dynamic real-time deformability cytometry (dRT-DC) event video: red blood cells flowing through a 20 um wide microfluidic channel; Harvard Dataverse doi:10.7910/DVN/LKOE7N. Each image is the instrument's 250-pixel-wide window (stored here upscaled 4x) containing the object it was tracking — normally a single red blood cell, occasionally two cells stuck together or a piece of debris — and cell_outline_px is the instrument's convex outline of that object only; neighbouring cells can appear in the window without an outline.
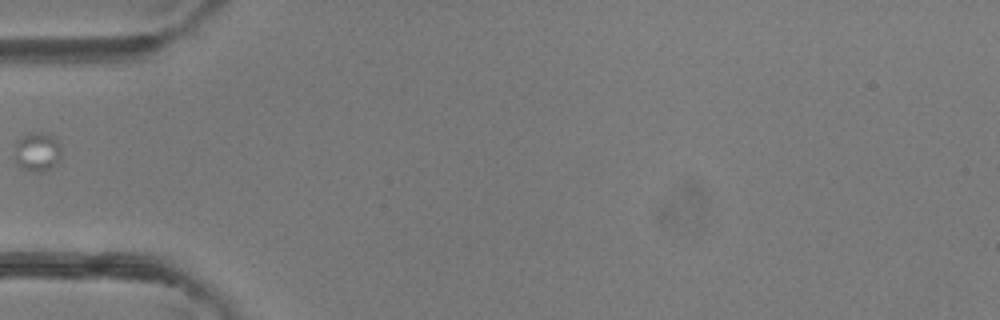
{"species": "common noctule bat (a hibernating species)", "species_latin": "Nyctalus noctula", "temperature_condition": "room temperature", "stored_images_in_passage": 7, "camera_frame_rate_fps": 3000, "um_per_image_px": 0.085, "animal": {"sex": "female"}, "frame": {"image": 1, "passage_image": 1, "time_ms": 0.0, "image_size_px": [1000, 320], "cell_outline_px": [[60, 152], [56, 160], [48, 168], [40, 172], [36, 172], [24, 168], [16, 160], [16, 144], [24, 136], [32, 132], [48, 132], [56, 136], [60, 148]], "centroid_in_image_um": [3.19, 12.84], "position_along_channel_um": 81.8, "area_um2": 10.06}}